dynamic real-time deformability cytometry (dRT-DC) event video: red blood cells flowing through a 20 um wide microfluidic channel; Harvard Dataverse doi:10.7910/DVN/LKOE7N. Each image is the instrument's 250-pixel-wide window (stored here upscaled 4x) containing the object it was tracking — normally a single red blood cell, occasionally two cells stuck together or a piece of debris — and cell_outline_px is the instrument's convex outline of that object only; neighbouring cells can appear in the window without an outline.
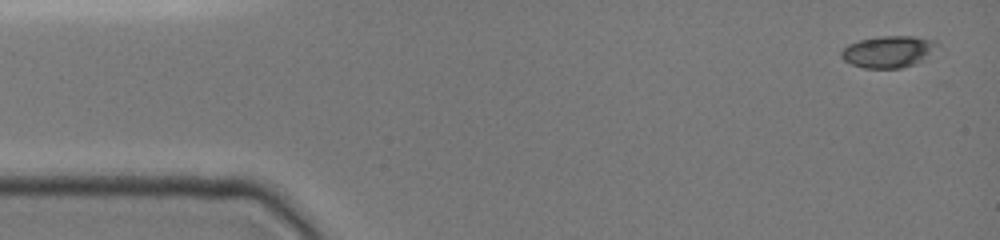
{"species": "common noctule bat (a hibernating species)", "species_latin": "Nyctalus noctula", "temperature_condition": "cold", "stored_images_in_passage": 4, "camera_frame_rate_fps": 3000, "um_per_image_px": 0.085, "animal": {"sex": "female", "body_mass_g": 19.0, "forearm_length_mm": 51.5}, "frame": {"image": 1, "passage_image": 1, "time_ms": 0.0, "image_size_px": [1000, 240], "cell_outline_px": [[940, 44], [924, 60], [900, 68], [864, 68], [852, 64], [844, 60], [840, 56], [840, 52], [848, 44], [860, 40], [880, 36], [912, 36], [936, 40]], "centroid_in_image_um": [75.52, 4.38], "position_along_channel_um": 9.5, "area_um2": 17.74}}
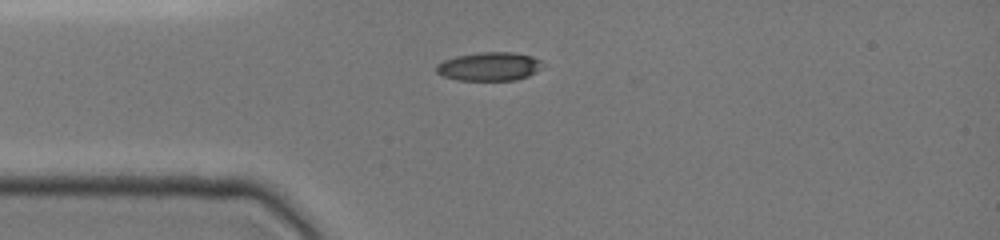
{"frame": {"image": 2, "passage_image": 4, "time_ms": 3.333, "image_size_px": [1000, 240], "cell_outline_px": [[540, 68], [536, 72], [528, 76], [516, 80], [456, 80], [444, 76], [436, 72], [436, 64], [444, 60], [456, 56], [480, 52], [512, 52], [532, 56], [540, 60]], "centroid_in_image_um": [41.56, 5.65], "position_along_channel_um": 43.4, "area_um2": 17.63}}